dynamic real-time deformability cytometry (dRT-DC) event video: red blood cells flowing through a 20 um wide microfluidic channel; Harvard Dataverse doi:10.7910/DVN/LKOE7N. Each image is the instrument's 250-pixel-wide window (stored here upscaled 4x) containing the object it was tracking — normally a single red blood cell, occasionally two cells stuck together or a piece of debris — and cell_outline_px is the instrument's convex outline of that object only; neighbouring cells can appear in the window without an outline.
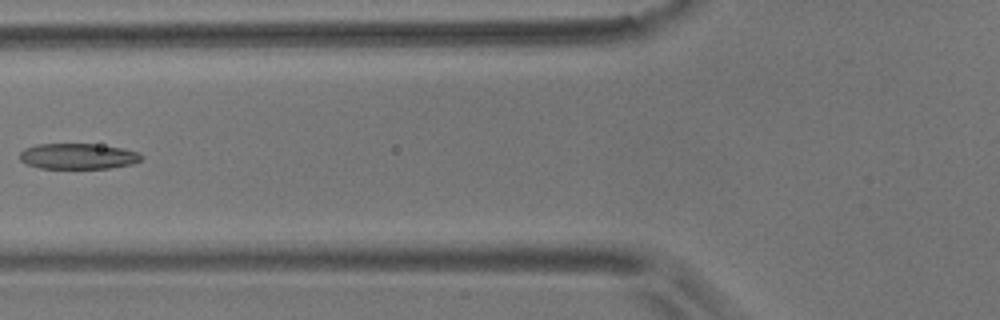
{"species": "common noctule bat (a hibernating species)", "species_latin": "Nyctalus noctula", "temperature_condition": "room temperature", "stored_images_in_passage": 6, "camera_frame_rate_fps": 3000, "um_per_image_px": 0.085, "animal": {"sex": "male", "body_mass_g": 17.9}, "frame": {"image": 1, "passage_image": 6, "time_ms": 6.0, "image_size_px": [1000, 320], "cell_outline_px": [[144, 156], [140, 160], [132, 164], [108, 168], [40, 168], [28, 164], [20, 160], [20, 152], [24, 148], [36, 144], [96, 144], [120, 148], [140, 152]], "centroid_in_image_um": [6.63, 13.27], "position_along_channel_um": 119.2, "area_um2": 18.15}}